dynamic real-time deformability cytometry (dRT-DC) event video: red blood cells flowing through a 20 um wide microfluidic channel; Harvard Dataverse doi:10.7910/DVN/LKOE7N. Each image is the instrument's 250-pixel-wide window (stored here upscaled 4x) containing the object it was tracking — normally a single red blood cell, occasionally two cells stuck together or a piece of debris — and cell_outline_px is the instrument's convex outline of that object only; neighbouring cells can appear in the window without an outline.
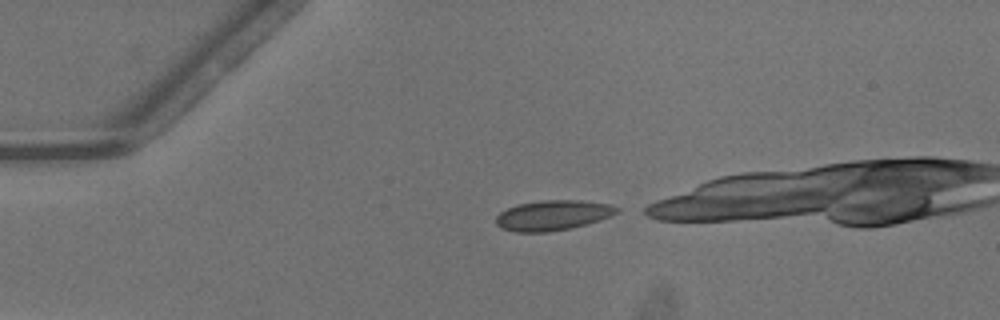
{"species": "common noctule bat (a hibernating species)", "species_latin": "Nyctalus noctula", "temperature_condition": "warm", "stored_images_in_passage": 30, "camera_frame_rate_fps": 3000, "um_per_image_px": 0.085, "animal": {"sex": "male", "body_mass_g": 13.3}, "frame": {"image": 1, "passage_image": 1, "time_ms": 0.0, "image_size_px": [1000, 320], "cell_outline_px": [[620, 212], [600, 220], [572, 228], [548, 232], [516, 232], [500, 228], [496, 224], [496, 216], [500, 212], [516, 204], [544, 200], [580, 200], [612, 204], [620, 208]], "centroid_in_image_um": [47.01, 18.3], "position_along_channel_um": 38.0, "area_um2": 21.44}}
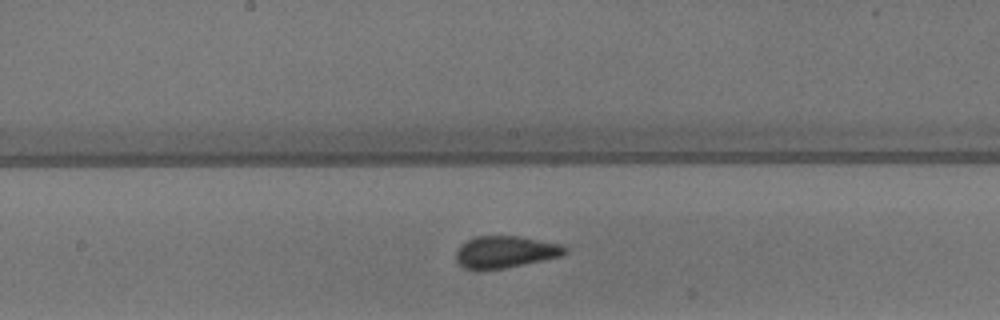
{"frame": {"image": 2, "passage_image": 16, "time_ms": 5.0, "image_size_px": [1000, 320], "cell_outline_px": [[568, 252], [560, 256], [504, 268], [476, 272], [464, 268], [456, 260], [456, 252], [460, 244], [476, 236], [516, 236], [560, 244], [568, 248]], "centroid_in_image_um": [42.89, 21.43], "position_along_channel_um": 205.3, "area_um2": 20.35}}
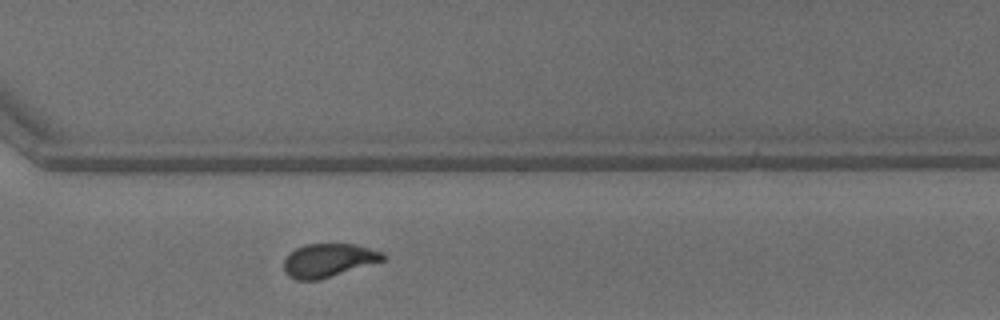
{"frame": {"image": 3, "passage_image": 26, "time_ms": 8.333, "image_size_px": [1000, 320], "cell_outline_px": [[388, 256], [384, 260], [320, 280], [296, 280], [288, 276], [284, 272], [284, 260], [296, 248], [304, 244], [352, 244], [384, 252]], "centroid_in_image_um": [27.92, 22.13], "position_along_channel_um": 342.7, "area_um2": 19.31}}